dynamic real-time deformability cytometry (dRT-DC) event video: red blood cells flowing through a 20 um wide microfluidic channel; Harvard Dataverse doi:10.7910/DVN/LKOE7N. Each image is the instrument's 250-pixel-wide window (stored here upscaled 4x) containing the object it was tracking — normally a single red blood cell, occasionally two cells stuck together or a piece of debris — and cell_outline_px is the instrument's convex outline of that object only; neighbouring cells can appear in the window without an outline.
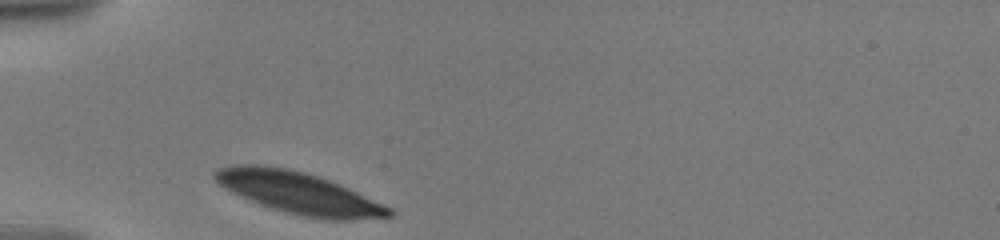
{"species": "human", "species_latin": "Homo sapiens", "temperature_condition": "warm", "stored_images_in_passage": 25, "camera_frame_rate_fps": 3000, "um_per_image_px": 0.085, "donor": {"sex": "male"}, "frame": {"image": 1, "passage_image": 1, "time_ms": 0.0, "image_size_px": [1000, 240], "cell_outline_px": [[392, 216], [352, 220], [328, 220], [304, 216], [284, 212], [260, 204], [240, 196], [224, 188], [212, 176], [212, 172], [216, 168], [232, 164], [256, 164], [288, 168], [304, 172], [328, 180], [348, 188], [384, 204], [392, 208]], "centroid_in_image_um": [25.35, 16.39], "position_along_channel_um": 59.7, "area_um2": 42.25}}
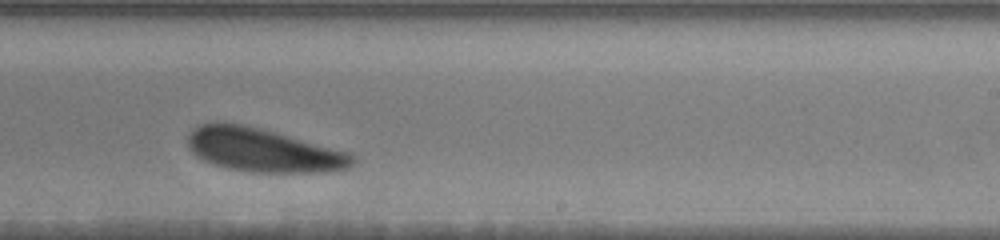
{"frame": {"image": 2, "passage_image": 15, "time_ms": 6.333, "image_size_px": [1000, 240], "cell_outline_px": [[356, 160], [348, 168], [328, 172], [244, 172], [224, 168], [212, 164], [196, 156], [188, 148], [188, 136], [192, 128], [200, 124], [244, 124], [260, 128], [348, 152]], "centroid_in_image_um": [22.34, 12.79], "position_along_channel_um": 266.7, "area_um2": 41.56}}
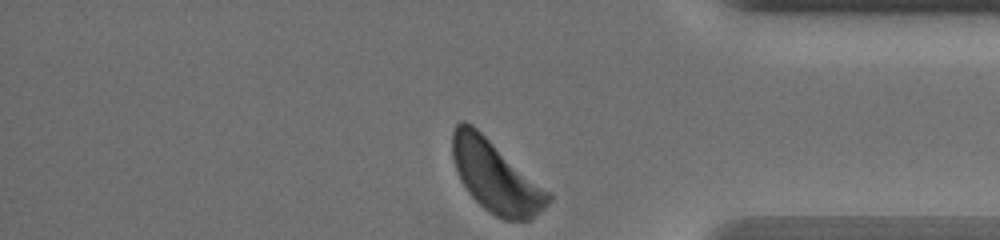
{"frame": {"image": 3, "passage_image": 25, "time_ms": 10.333, "image_size_px": [1000, 240], "cell_outline_px": [[552, 200], [544, 208], [528, 220], [504, 220], [496, 216], [484, 208], [468, 192], [460, 180], [452, 156], [452, 132], [456, 124], [460, 120], [464, 120], [472, 124], [552, 192]], "centroid_in_image_um": [42.15, 14.99], "position_along_channel_um": 393.1, "area_um2": 40.17}, "authors_computed_cell_mechanics": {"area_um2": 42.2518, "velocity_mm_per_s": 3.45, "shape_relaxation_time_tau1_ms": 1.2339, "shape_relaxation_time_tau2_ms": null, "deformation_change_tau1": 0.0696, "deformation_change_tau2": null}}